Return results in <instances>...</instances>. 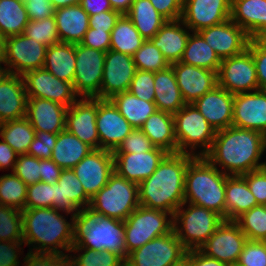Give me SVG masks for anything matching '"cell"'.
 <instances>
[{
	"instance_id": "cell-1",
	"label": "cell",
	"mask_w": 266,
	"mask_h": 266,
	"mask_svg": "<svg viewBox=\"0 0 266 266\" xmlns=\"http://www.w3.org/2000/svg\"><path fill=\"white\" fill-rule=\"evenodd\" d=\"M264 151L266 136L261 132L230 126L216 132L205 157L224 174L234 176L263 168L265 162L260 160Z\"/></svg>"
},
{
	"instance_id": "cell-2",
	"label": "cell",
	"mask_w": 266,
	"mask_h": 266,
	"mask_svg": "<svg viewBox=\"0 0 266 266\" xmlns=\"http://www.w3.org/2000/svg\"><path fill=\"white\" fill-rule=\"evenodd\" d=\"M195 156L168 153L150 177L138 184L139 204L171 213L184 203L185 175Z\"/></svg>"
},
{
	"instance_id": "cell-3",
	"label": "cell",
	"mask_w": 266,
	"mask_h": 266,
	"mask_svg": "<svg viewBox=\"0 0 266 266\" xmlns=\"http://www.w3.org/2000/svg\"><path fill=\"white\" fill-rule=\"evenodd\" d=\"M22 212L23 243L33 246L31 253L66 254L76 240L77 217L70 223L54 208L24 209ZM34 244V245H33ZM62 249V251L60 249ZM33 250V251H32Z\"/></svg>"
},
{
	"instance_id": "cell-4",
	"label": "cell",
	"mask_w": 266,
	"mask_h": 266,
	"mask_svg": "<svg viewBox=\"0 0 266 266\" xmlns=\"http://www.w3.org/2000/svg\"><path fill=\"white\" fill-rule=\"evenodd\" d=\"M224 174L205 156H195L188 164L185 175L184 202L210 209L225 220Z\"/></svg>"
},
{
	"instance_id": "cell-5",
	"label": "cell",
	"mask_w": 266,
	"mask_h": 266,
	"mask_svg": "<svg viewBox=\"0 0 266 266\" xmlns=\"http://www.w3.org/2000/svg\"><path fill=\"white\" fill-rule=\"evenodd\" d=\"M78 247L113 251L126 259L124 221L82 212L76 221Z\"/></svg>"
},
{
	"instance_id": "cell-6",
	"label": "cell",
	"mask_w": 266,
	"mask_h": 266,
	"mask_svg": "<svg viewBox=\"0 0 266 266\" xmlns=\"http://www.w3.org/2000/svg\"><path fill=\"white\" fill-rule=\"evenodd\" d=\"M138 184L114 172L90 201L87 212L125 221L139 206Z\"/></svg>"
},
{
	"instance_id": "cell-7",
	"label": "cell",
	"mask_w": 266,
	"mask_h": 266,
	"mask_svg": "<svg viewBox=\"0 0 266 266\" xmlns=\"http://www.w3.org/2000/svg\"><path fill=\"white\" fill-rule=\"evenodd\" d=\"M173 117L177 152L205 156L212 148L217 132L215 128L208 123L194 104H185L173 114ZM199 147L200 151L196 153L195 150Z\"/></svg>"
},
{
	"instance_id": "cell-8",
	"label": "cell",
	"mask_w": 266,
	"mask_h": 266,
	"mask_svg": "<svg viewBox=\"0 0 266 266\" xmlns=\"http://www.w3.org/2000/svg\"><path fill=\"white\" fill-rule=\"evenodd\" d=\"M185 202L175 211L173 230L187 250L199 249L223 223L215 211Z\"/></svg>"
},
{
	"instance_id": "cell-9",
	"label": "cell",
	"mask_w": 266,
	"mask_h": 266,
	"mask_svg": "<svg viewBox=\"0 0 266 266\" xmlns=\"http://www.w3.org/2000/svg\"><path fill=\"white\" fill-rule=\"evenodd\" d=\"M173 231V215L166 211L139 205L124 221L127 255L156 237Z\"/></svg>"
},
{
	"instance_id": "cell-10",
	"label": "cell",
	"mask_w": 266,
	"mask_h": 266,
	"mask_svg": "<svg viewBox=\"0 0 266 266\" xmlns=\"http://www.w3.org/2000/svg\"><path fill=\"white\" fill-rule=\"evenodd\" d=\"M47 46L23 34L4 39L3 63L6 73L23 76L26 72L43 68Z\"/></svg>"
},
{
	"instance_id": "cell-11",
	"label": "cell",
	"mask_w": 266,
	"mask_h": 266,
	"mask_svg": "<svg viewBox=\"0 0 266 266\" xmlns=\"http://www.w3.org/2000/svg\"><path fill=\"white\" fill-rule=\"evenodd\" d=\"M187 251L173 230L130 252L125 259V265L170 266L185 257Z\"/></svg>"
},
{
	"instance_id": "cell-12",
	"label": "cell",
	"mask_w": 266,
	"mask_h": 266,
	"mask_svg": "<svg viewBox=\"0 0 266 266\" xmlns=\"http://www.w3.org/2000/svg\"><path fill=\"white\" fill-rule=\"evenodd\" d=\"M217 78L218 85L233 95L259 90L256 66L248 49L239 55L223 59Z\"/></svg>"
},
{
	"instance_id": "cell-13",
	"label": "cell",
	"mask_w": 266,
	"mask_h": 266,
	"mask_svg": "<svg viewBox=\"0 0 266 266\" xmlns=\"http://www.w3.org/2000/svg\"><path fill=\"white\" fill-rule=\"evenodd\" d=\"M76 68L73 87L80 97L96 98L100 94L105 52L75 44Z\"/></svg>"
},
{
	"instance_id": "cell-14",
	"label": "cell",
	"mask_w": 266,
	"mask_h": 266,
	"mask_svg": "<svg viewBox=\"0 0 266 266\" xmlns=\"http://www.w3.org/2000/svg\"><path fill=\"white\" fill-rule=\"evenodd\" d=\"M22 77L27 97L51 100L66 107L79 98L73 83L58 79L44 68L28 71Z\"/></svg>"
},
{
	"instance_id": "cell-15",
	"label": "cell",
	"mask_w": 266,
	"mask_h": 266,
	"mask_svg": "<svg viewBox=\"0 0 266 266\" xmlns=\"http://www.w3.org/2000/svg\"><path fill=\"white\" fill-rule=\"evenodd\" d=\"M72 170L82 184L85 194L91 199L115 172L113 152L93 149Z\"/></svg>"
},
{
	"instance_id": "cell-16",
	"label": "cell",
	"mask_w": 266,
	"mask_h": 266,
	"mask_svg": "<svg viewBox=\"0 0 266 266\" xmlns=\"http://www.w3.org/2000/svg\"><path fill=\"white\" fill-rule=\"evenodd\" d=\"M246 241V235L235 221L224 220L199 250L228 266L235 265Z\"/></svg>"
},
{
	"instance_id": "cell-17",
	"label": "cell",
	"mask_w": 266,
	"mask_h": 266,
	"mask_svg": "<svg viewBox=\"0 0 266 266\" xmlns=\"http://www.w3.org/2000/svg\"><path fill=\"white\" fill-rule=\"evenodd\" d=\"M103 69L100 94L96 97L100 99L128 91L137 70L131 55L111 49L105 52Z\"/></svg>"
},
{
	"instance_id": "cell-18",
	"label": "cell",
	"mask_w": 266,
	"mask_h": 266,
	"mask_svg": "<svg viewBox=\"0 0 266 266\" xmlns=\"http://www.w3.org/2000/svg\"><path fill=\"white\" fill-rule=\"evenodd\" d=\"M98 98L80 97L68 107L66 130L92 149H100L96 127Z\"/></svg>"
},
{
	"instance_id": "cell-19",
	"label": "cell",
	"mask_w": 266,
	"mask_h": 266,
	"mask_svg": "<svg viewBox=\"0 0 266 266\" xmlns=\"http://www.w3.org/2000/svg\"><path fill=\"white\" fill-rule=\"evenodd\" d=\"M96 127L100 149L114 152L134 129L110 99L98 98Z\"/></svg>"
},
{
	"instance_id": "cell-20",
	"label": "cell",
	"mask_w": 266,
	"mask_h": 266,
	"mask_svg": "<svg viewBox=\"0 0 266 266\" xmlns=\"http://www.w3.org/2000/svg\"><path fill=\"white\" fill-rule=\"evenodd\" d=\"M223 60L243 53L250 41L248 34L231 19L198 32Z\"/></svg>"
},
{
	"instance_id": "cell-21",
	"label": "cell",
	"mask_w": 266,
	"mask_h": 266,
	"mask_svg": "<svg viewBox=\"0 0 266 266\" xmlns=\"http://www.w3.org/2000/svg\"><path fill=\"white\" fill-rule=\"evenodd\" d=\"M230 16L231 0H183L181 20L191 32L225 22Z\"/></svg>"
},
{
	"instance_id": "cell-22",
	"label": "cell",
	"mask_w": 266,
	"mask_h": 266,
	"mask_svg": "<svg viewBox=\"0 0 266 266\" xmlns=\"http://www.w3.org/2000/svg\"><path fill=\"white\" fill-rule=\"evenodd\" d=\"M232 126L255 130L266 136V91L234 95Z\"/></svg>"
},
{
	"instance_id": "cell-23",
	"label": "cell",
	"mask_w": 266,
	"mask_h": 266,
	"mask_svg": "<svg viewBox=\"0 0 266 266\" xmlns=\"http://www.w3.org/2000/svg\"><path fill=\"white\" fill-rule=\"evenodd\" d=\"M168 153L158 147L147 152L113 153L114 171L128 181L139 184L150 177Z\"/></svg>"
},
{
	"instance_id": "cell-24",
	"label": "cell",
	"mask_w": 266,
	"mask_h": 266,
	"mask_svg": "<svg viewBox=\"0 0 266 266\" xmlns=\"http://www.w3.org/2000/svg\"><path fill=\"white\" fill-rule=\"evenodd\" d=\"M173 68L176 82L186 104H193L218 85L217 72L176 62Z\"/></svg>"
},
{
	"instance_id": "cell-25",
	"label": "cell",
	"mask_w": 266,
	"mask_h": 266,
	"mask_svg": "<svg viewBox=\"0 0 266 266\" xmlns=\"http://www.w3.org/2000/svg\"><path fill=\"white\" fill-rule=\"evenodd\" d=\"M91 199L85 194L82 184L72 169H63L54 183L53 208L67 215L78 217L88 210Z\"/></svg>"
},
{
	"instance_id": "cell-26",
	"label": "cell",
	"mask_w": 266,
	"mask_h": 266,
	"mask_svg": "<svg viewBox=\"0 0 266 266\" xmlns=\"http://www.w3.org/2000/svg\"><path fill=\"white\" fill-rule=\"evenodd\" d=\"M27 101L23 77L4 72L0 76V124L26 117Z\"/></svg>"
},
{
	"instance_id": "cell-27",
	"label": "cell",
	"mask_w": 266,
	"mask_h": 266,
	"mask_svg": "<svg viewBox=\"0 0 266 266\" xmlns=\"http://www.w3.org/2000/svg\"><path fill=\"white\" fill-rule=\"evenodd\" d=\"M234 95L219 85L193 104L216 131L232 126Z\"/></svg>"
},
{
	"instance_id": "cell-28",
	"label": "cell",
	"mask_w": 266,
	"mask_h": 266,
	"mask_svg": "<svg viewBox=\"0 0 266 266\" xmlns=\"http://www.w3.org/2000/svg\"><path fill=\"white\" fill-rule=\"evenodd\" d=\"M67 109L51 100L28 97L26 118L35 131L58 134L66 130Z\"/></svg>"
},
{
	"instance_id": "cell-29",
	"label": "cell",
	"mask_w": 266,
	"mask_h": 266,
	"mask_svg": "<svg viewBox=\"0 0 266 266\" xmlns=\"http://www.w3.org/2000/svg\"><path fill=\"white\" fill-rule=\"evenodd\" d=\"M189 31L181 19L167 21L151 41L171 65L182 59L188 37L192 33Z\"/></svg>"
},
{
	"instance_id": "cell-30",
	"label": "cell",
	"mask_w": 266,
	"mask_h": 266,
	"mask_svg": "<svg viewBox=\"0 0 266 266\" xmlns=\"http://www.w3.org/2000/svg\"><path fill=\"white\" fill-rule=\"evenodd\" d=\"M230 19L252 38L266 31V0H231Z\"/></svg>"
},
{
	"instance_id": "cell-31",
	"label": "cell",
	"mask_w": 266,
	"mask_h": 266,
	"mask_svg": "<svg viewBox=\"0 0 266 266\" xmlns=\"http://www.w3.org/2000/svg\"><path fill=\"white\" fill-rule=\"evenodd\" d=\"M54 18L63 43H80L89 29V14L80 4L55 9Z\"/></svg>"
},
{
	"instance_id": "cell-32",
	"label": "cell",
	"mask_w": 266,
	"mask_h": 266,
	"mask_svg": "<svg viewBox=\"0 0 266 266\" xmlns=\"http://www.w3.org/2000/svg\"><path fill=\"white\" fill-rule=\"evenodd\" d=\"M22 245L21 210L0 205V262L9 255L21 253V250H24Z\"/></svg>"
},
{
	"instance_id": "cell-33",
	"label": "cell",
	"mask_w": 266,
	"mask_h": 266,
	"mask_svg": "<svg viewBox=\"0 0 266 266\" xmlns=\"http://www.w3.org/2000/svg\"><path fill=\"white\" fill-rule=\"evenodd\" d=\"M259 205L241 175L228 176L225 185V220L235 221L244 212Z\"/></svg>"
},
{
	"instance_id": "cell-34",
	"label": "cell",
	"mask_w": 266,
	"mask_h": 266,
	"mask_svg": "<svg viewBox=\"0 0 266 266\" xmlns=\"http://www.w3.org/2000/svg\"><path fill=\"white\" fill-rule=\"evenodd\" d=\"M140 129L155 147L167 153H177L173 114L157 110L147 118Z\"/></svg>"
},
{
	"instance_id": "cell-35",
	"label": "cell",
	"mask_w": 266,
	"mask_h": 266,
	"mask_svg": "<svg viewBox=\"0 0 266 266\" xmlns=\"http://www.w3.org/2000/svg\"><path fill=\"white\" fill-rule=\"evenodd\" d=\"M154 88V103L158 111L175 114L186 104L171 66L154 72Z\"/></svg>"
},
{
	"instance_id": "cell-36",
	"label": "cell",
	"mask_w": 266,
	"mask_h": 266,
	"mask_svg": "<svg viewBox=\"0 0 266 266\" xmlns=\"http://www.w3.org/2000/svg\"><path fill=\"white\" fill-rule=\"evenodd\" d=\"M43 68L58 79L73 83L76 68L75 44L60 42L47 47Z\"/></svg>"
},
{
	"instance_id": "cell-37",
	"label": "cell",
	"mask_w": 266,
	"mask_h": 266,
	"mask_svg": "<svg viewBox=\"0 0 266 266\" xmlns=\"http://www.w3.org/2000/svg\"><path fill=\"white\" fill-rule=\"evenodd\" d=\"M93 149L67 130L59 132L51 160L62 169H72Z\"/></svg>"
},
{
	"instance_id": "cell-38",
	"label": "cell",
	"mask_w": 266,
	"mask_h": 266,
	"mask_svg": "<svg viewBox=\"0 0 266 266\" xmlns=\"http://www.w3.org/2000/svg\"><path fill=\"white\" fill-rule=\"evenodd\" d=\"M126 15L145 40H151L167 22L150 0H134Z\"/></svg>"
},
{
	"instance_id": "cell-39",
	"label": "cell",
	"mask_w": 266,
	"mask_h": 266,
	"mask_svg": "<svg viewBox=\"0 0 266 266\" xmlns=\"http://www.w3.org/2000/svg\"><path fill=\"white\" fill-rule=\"evenodd\" d=\"M134 129H140L147 118L157 111L154 102H147L129 91L115 94L110 99Z\"/></svg>"
},
{
	"instance_id": "cell-40",
	"label": "cell",
	"mask_w": 266,
	"mask_h": 266,
	"mask_svg": "<svg viewBox=\"0 0 266 266\" xmlns=\"http://www.w3.org/2000/svg\"><path fill=\"white\" fill-rule=\"evenodd\" d=\"M221 59L198 32L189 35L180 62L218 72Z\"/></svg>"
},
{
	"instance_id": "cell-41",
	"label": "cell",
	"mask_w": 266,
	"mask_h": 266,
	"mask_svg": "<svg viewBox=\"0 0 266 266\" xmlns=\"http://www.w3.org/2000/svg\"><path fill=\"white\" fill-rule=\"evenodd\" d=\"M29 20L24 0H0V35L4 39L23 34Z\"/></svg>"
},
{
	"instance_id": "cell-42",
	"label": "cell",
	"mask_w": 266,
	"mask_h": 266,
	"mask_svg": "<svg viewBox=\"0 0 266 266\" xmlns=\"http://www.w3.org/2000/svg\"><path fill=\"white\" fill-rule=\"evenodd\" d=\"M144 41L131 19L122 14L111 31L110 49L132 56Z\"/></svg>"
},
{
	"instance_id": "cell-43",
	"label": "cell",
	"mask_w": 266,
	"mask_h": 266,
	"mask_svg": "<svg viewBox=\"0 0 266 266\" xmlns=\"http://www.w3.org/2000/svg\"><path fill=\"white\" fill-rule=\"evenodd\" d=\"M0 137L18 155L27 154L35 137V130L26 118L15 119L0 124Z\"/></svg>"
},
{
	"instance_id": "cell-44",
	"label": "cell",
	"mask_w": 266,
	"mask_h": 266,
	"mask_svg": "<svg viewBox=\"0 0 266 266\" xmlns=\"http://www.w3.org/2000/svg\"><path fill=\"white\" fill-rule=\"evenodd\" d=\"M84 251V252H82ZM70 255L72 266H124L125 259L113 252L107 250L96 251L93 249L78 247L74 244L71 247ZM78 252V255L76 253ZM79 252H81L79 254ZM76 256V257H75ZM78 256V257H77Z\"/></svg>"
},
{
	"instance_id": "cell-45",
	"label": "cell",
	"mask_w": 266,
	"mask_h": 266,
	"mask_svg": "<svg viewBox=\"0 0 266 266\" xmlns=\"http://www.w3.org/2000/svg\"><path fill=\"white\" fill-rule=\"evenodd\" d=\"M27 185L13 172L0 176V205L25 209Z\"/></svg>"
},
{
	"instance_id": "cell-46",
	"label": "cell",
	"mask_w": 266,
	"mask_h": 266,
	"mask_svg": "<svg viewBox=\"0 0 266 266\" xmlns=\"http://www.w3.org/2000/svg\"><path fill=\"white\" fill-rule=\"evenodd\" d=\"M235 222L247 240L266 241V205H257L244 212Z\"/></svg>"
},
{
	"instance_id": "cell-47",
	"label": "cell",
	"mask_w": 266,
	"mask_h": 266,
	"mask_svg": "<svg viewBox=\"0 0 266 266\" xmlns=\"http://www.w3.org/2000/svg\"><path fill=\"white\" fill-rule=\"evenodd\" d=\"M132 58L137 70L157 72L170 66L151 40H145L142 46L132 55Z\"/></svg>"
},
{
	"instance_id": "cell-48",
	"label": "cell",
	"mask_w": 266,
	"mask_h": 266,
	"mask_svg": "<svg viewBox=\"0 0 266 266\" xmlns=\"http://www.w3.org/2000/svg\"><path fill=\"white\" fill-rule=\"evenodd\" d=\"M18 254L7 256L0 262V266H20ZM23 266H72L69 254H45L28 252L23 259Z\"/></svg>"
},
{
	"instance_id": "cell-49",
	"label": "cell",
	"mask_w": 266,
	"mask_h": 266,
	"mask_svg": "<svg viewBox=\"0 0 266 266\" xmlns=\"http://www.w3.org/2000/svg\"><path fill=\"white\" fill-rule=\"evenodd\" d=\"M23 35L47 47L60 43L54 16L42 20H29Z\"/></svg>"
},
{
	"instance_id": "cell-50",
	"label": "cell",
	"mask_w": 266,
	"mask_h": 266,
	"mask_svg": "<svg viewBox=\"0 0 266 266\" xmlns=\"http://www.w3.org/2000/svg\"><path fill=\"white\" fill-rule=\"evenodd\" d=\"M54 184L39 181L27 185L25 209L53 208Z\"/></svg>"
},
{
	"instance_id": "cell-51",
	"label": "cell",
	"mask_w": 266,
	"mask_h": 266,
	"mask_svg": "<svg viewBox=\"0 0 266 266\" xmlns=\"http://www.w3.org/2000/svg\"><path fill=\"white\" fill-rule=\"evenodd\" d=\"M13 173L26 185L41 181V159L29 154L18 155Z\"/></svg>"
},
{
	"instance_id": "cell-52",
	"label": "cell",
	"mask_w": 266,
	"mask_h": 266,
	"mask_svg": "<svg viewBox=\"0 0 266 266\" xmlns=\"http://www.w3.org/2000/svg\"><path fill=\"white\" fill-rule=\"evenodd\" d=\"M154 72L136 70L129 92L147 102H154Z\"/></svg>"
},
{
	"instance_id": "cell-53",
	"label": "cell",
	"mask_w": 266,
	"mask_h": 266,
	"mask_svg": "<svg viewBox=\"0 0 266 266\" xmlns=\"http://www.w3.org/2000/svg\"><path fill=\"white\" fill-rule=\"evenodd\" d=\"M238 266H266V241L247 240L240 253Z\"/></svg>"
},
{
	"instance_id": "cell-54",
	"label": "cell",
	"mask_w": 266,
	"mask_h": 266,
	"mask_svg": "<svg viewBox=\"0 0 266 266\" xmlns=\"http://www.w3.org/2000/svg\"><path fill=\"white\" fill-rule=\"evenodd\" d=\"M150 139L141 129H133L113 153L147 152L154 148Z\"/></svg>"
},
{
	"instance_id": "cell-55",
	"label": "cell",
	"mask_w": 266,
	"mask_h": 266,
	"mask_svg": "<svg viewBox=\"0 0 266 266\" xmlns=\"http://www.w3.org/2000/svg\"><path fill=\"white\" fill-rule=\"evenodd\" d=\"M57 135L50 132L35 131V137L29 146L27 154L39 159H51Z\"/></svg>"
},
{
	"instance_id": "cell-56",
	"label": "cell",
	"mask_w": 266,
	"mask_h": 266,
	"mask_svg": "<svg viewBox=\"0 0 266 266\" xmlns=\"http://www.w3.org/2000/svg\"><path fill=\"white\" fill-rule=\"evenodd\" d=\"M247 49L251 52L256 66L259 90L266 91V46L258 38H252Z\"/></svg>"
},
{
	"instance_id": "cell-57",
	"label": "cell",
	"mask_w": 266,
	"mask_h": 266,
	"mask_svg": "<svg viewBox=\"0 0 266 266\" xmlns=\"http://www.w3.org/2000/svg\"><path fill=\"white\" fill-rule=\"evenodd\" d=\"M248 184L256 201L260 205H266V169L265 167L241 175Z\"/></svg>"
},
{
	"instance_id": "cell-58",
	"label": "cell",
	"mask_w": 266,
	"mask_h": 266,
	"mask_svg": "<svg viewBox=\"0 0 266 266\" xmlns=\"http://www.w3.org/2000/svg\"><path fill=\"white\" fill-rule=\"evenodd\" d=\"M110 36L111 31H100L89 28L80 44L88 48L107 52L110 50Z\"/></svg>"
},
{
	"instance_id": "cell-59",
	"label": "cell",
	"mask_w": 266,
	"mask_h": 266,
	"mask_svg": "<svg viewBox=\"0 0 266 266\" xmlns=\"http://www.w3.org/2000/svg\"><path fill=\"white\" fill-rule=\"evenodd\" d=\"M150 2L167 21L181 19L183 0H150Z\"/></svg>"
},
{
	"instance_id": "cell-60",
	"label": "cell",
	"mask_w": 266,
	"mask_h": 266,
	"mask_svg": "<svg viewBox=\"0 0 266 266\" xmlns=\"http://www.w3.org/2000/svg\"><path fill=\"white\" fill-rule=\"evenodd\" d=\"M30 20H42L54 16L55 8L49 0H24Z\"/></svg>"
},
{
	"instance_id": "cell-61",
	"label": "cell",
	"mask_w": 266,
	"mask_h": 266,
	"mask_svg": "<svg viewBox=\"0 0 266 266\" xmlns=\"http://www.w3.org/2000/svg\"><path fill=\"white\" fill-rule=\"evenodd\" d=\"M122 14L115 10L103 11L89 16V28L100 31H112Z\"/></svg>"
},
{
	"instance_id": "cell-62",
	"label": "cell",
	"mask_w": 266,
	"mask_h": 266,
	"mask_svg": "<svg viewBox=\"0 0 266 266\" xmlns=\"http://www.w3.org/2000/svg\"><path fill=\"white\" fill-rule=\"evenodd\" d=\"M62 168H60L53 160L51 159H41V181L48 184L57 183V180L60 178Z\"/></svg>"
},
{
	"instance_id": "cell-63",
	"label": "cell",
	"mask_w": 266,
	"mask_h": 266,
	"mask_svg": "<svg viewBox=\"0 0 266 266\" xmlns=\"http://www.w3.org/2000/svg\"><path fill=\"white\" fill-rule=\"evenodd\" d=\"M18 154L3 140L0 141V170L12 169L17 161Z\"/></svg>"
},
{
	"instance_id": "cell-64",
	"label": "cell",
	"mask_w": 266,
	"mask_h": 266,
	"mask_svg": "<svg viewBox=\"0 0 266 266\" xmlns=\"http://www.w3.org/2000/svg\"><path fill=\"white\" fill-rule=\"evenodd\" d=\"M190 266H228L226 263L206 256L199 249L189 250Z\"/></svg>"
},
{
	"instance_id": "cell-65",
	"label": "cell",
	"mask_w": 266,
	"mask_h": 266,
	"mask_svg": "<svg viewBox=\"0 0 266 266\" xmlns=\"http://www.w3.org/2000/svg\"><path fill=\"white\" fill-rule=\"evenodd\" d=\"M80 5L89 16L113 10L109 0H81Z\"/></svg>"
},
{
	"instance_id": "cell-66",
	"label": "cell",
	"mask_w": 266,
	"mask_h": 266,
	"mask_svg": "<svg viewBox=\"0 0 266 266\" xmlns=\"http://www.w3.org/2000/svg\"><path fill=\"white\" fill-rule=\"evenodd\" d=\"M109 2L113 10L121 14H127L134 0H109Z\"/></svg>"
},
{
	"instance_id": "cell-67",
	"label": "cell",
	"mask_w": 266,
	"mask_h": 266,
	"mask_svg": "<svg viewBox=\"0 0 266 266\" xmlns=\"http://www.w3.org/2000/svg\"><path fill=\"white\" fill-rule=\"evenodd\" d=\"M49 1L51 2L52 6L55 9L77 5V4H80L81 2V0H49Z\"/></svg>"
},
{
	"instance_id": "cell-68",
	"label": "cell",
	"mask_w": 266,
	"mask_h": 266,
	"mask_svg": "<svg viewBox=\"0 0 266 266\" xmlns=\"http://www.w3.org/2000/svg\"><path fill=\"white\" fill-rule=\"evenodd\" d=\"M170 266H190V263H189V250L187 251L185 257H183L178 262L171 264Z\"/></svg>"
},
{
	"instance_id": "cell-69",
	"label": "cell",
	"mask_w": 266,
	"mask_h": 266,
	"mask_svg": "<svg viewBox=\"0 0 266 266\" xmlns=\"http://www.w3.org/2000/svg\"><path fill=\"white\" fill-rule=\"evenodd\" d=\"M4 57V38L0 35V66L3 63Z\"/></svg>"
},
{
	"instance_id": "cell-70",
	"label": "cell",
	"mask_w": 266,
	"mask_h": 266,
	"mask_svg": "<svg viewBox=\"0 0 266 266\" xmlns=\"http://www.w3.org/2000/svg\"><path fill=\"white\" fill-rule=\"evenodd\" d=\"M258 39L266 46V31Z\"/></svg>"
},
{
	"instance_id": "cell-71",
	"label": "cell",
	"mask_w": 266,
	"mask_h": 266,
	"mask_svg": "<svg viewBox=\"0 0 266 266\" xmlns=\"http://www.w3.org/2000/svg\"><path fill=\"white\" fill-rule=\"evenodd\" d=\"M5 71L3 70V67L0 66V76L4 73Z\"/></svg>"
}]
</instances>
